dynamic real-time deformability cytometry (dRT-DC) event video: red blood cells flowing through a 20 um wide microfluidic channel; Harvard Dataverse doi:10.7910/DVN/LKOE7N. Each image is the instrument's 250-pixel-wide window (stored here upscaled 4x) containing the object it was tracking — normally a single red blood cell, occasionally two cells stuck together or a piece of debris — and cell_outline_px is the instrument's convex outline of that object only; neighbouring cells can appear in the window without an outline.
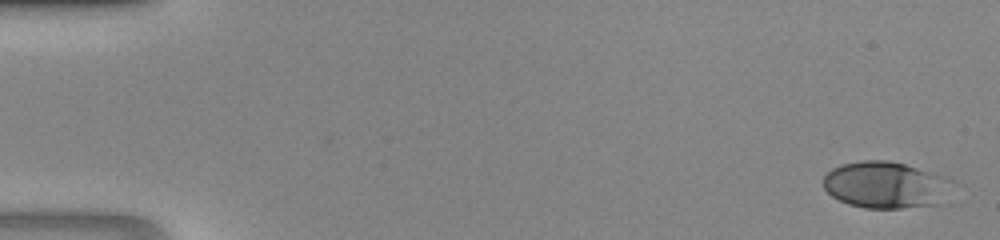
{"species": "human", "species_latin": "Homo sapiens", "temperature_condition": "room temperature", "stored_images_in_passage": 46, "camera_frame_rate_fps": 3000, "um_per_image_px": 0.085, "donor": {"sex": "male"}, "frame": {"image": 1, "passage_image": 1, "time_ms": 0.0, "image_size_px": [1000, 240], "cell_outline_px": [[940, 204], [900, 208], [864, 208], [848, 204], [832, 196], [824, 188], [824, 176], [832, 168], [840, 164], [860, 160], [888, 160], [904, 164], [940, 176]], "centroid_in_image_um": [75.02, 15.71], "position_along_channel_um": 10.0, "area_um2": 33.41}}
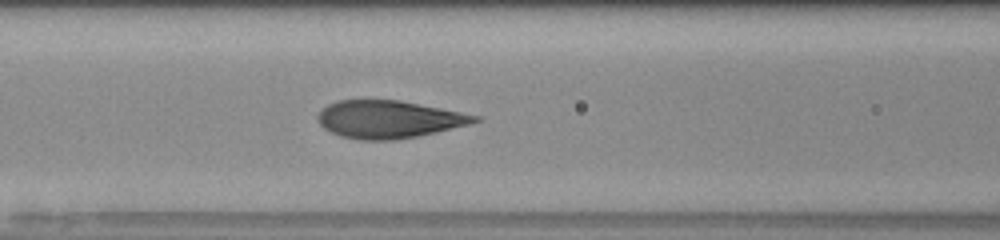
{"frame": {"image": 2, "passage_image": 20, "time_ms": 6.333, "image_size_px": [1000, 240], "cell_outline_px": [[484, 120], [468, 124], [416, 136], [396, 140], [360, 140], [340, 136], [324, 128], [316, 120], [316, 116], [328, 104], [336, 100], [400, 100], [480, 116]], "centroid_in_image_um": [33.01, 10.14], "position_along_channel_um": 133.6, "area_um2": 34.16}}
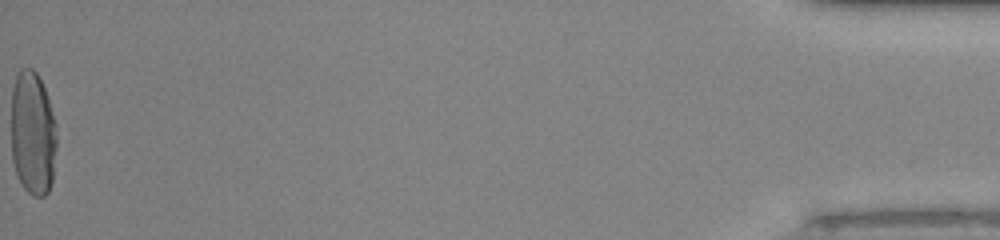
{"frame": {"image": 3, "passage_image": 46, "time_ms": 15.0, "image_size_px": [1000, 240], "cell_outline_px": [[56, 148], [52, 180], [48, 192], [44, 196], [32, 196], [24, 188], [16, 176], [12, 160], [12, 88], [16, 72], [20, 68], [32, 68], [36, 72], [48, 96], [56, 124]], "centroid_in_image_um": [2.78, 11.33], "position_along_channel_um": 432.4, "area_um2": 33.29}}